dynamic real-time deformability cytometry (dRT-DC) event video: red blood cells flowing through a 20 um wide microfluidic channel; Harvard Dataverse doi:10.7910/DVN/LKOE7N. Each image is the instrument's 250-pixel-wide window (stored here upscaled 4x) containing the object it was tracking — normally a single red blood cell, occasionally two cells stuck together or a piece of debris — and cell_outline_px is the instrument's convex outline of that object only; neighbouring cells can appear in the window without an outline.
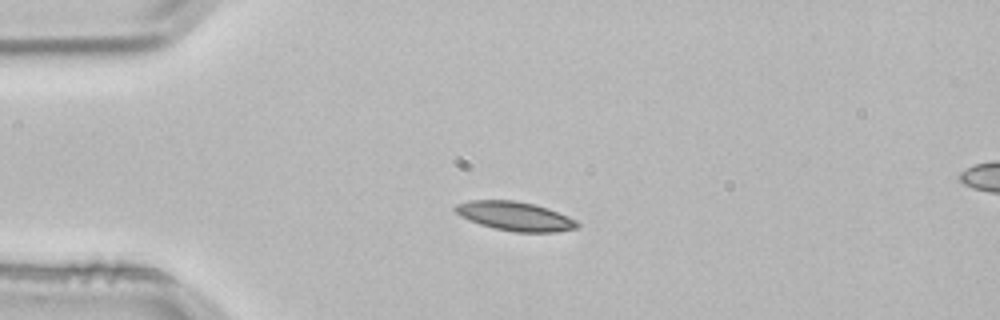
{"species": "common noctule bat (a hibernating species)", "species_latin": "Nyctalus noctula", "temperature_condition": "room temperature", "stored_images_in_passage": 2, "camera_frame_rate_fps": 3000, "um_per_image_px": 0.085, "animal": {"sex": "male", "body_mass_g": 21.5, "forearm_length_mm": 52.0}, "frame": {"image": 1, "passage_image": 1, "time_ms": 0.0, "image_size_px": [1000, 320], "cell_outline_px": [[580, 224], [576, 228], [556, 232], [512, 232], [492, 228], [468, 220], [460, 216], [452, 208], [456, 204], [468, 200], [516, 200], [536, 204], [548, 208], [568, 216], [576, 220]], "centroid_in_image_um": [43.75, 18.37], "position_along_channel_um": 41.2, "area_um2": 20.92}}